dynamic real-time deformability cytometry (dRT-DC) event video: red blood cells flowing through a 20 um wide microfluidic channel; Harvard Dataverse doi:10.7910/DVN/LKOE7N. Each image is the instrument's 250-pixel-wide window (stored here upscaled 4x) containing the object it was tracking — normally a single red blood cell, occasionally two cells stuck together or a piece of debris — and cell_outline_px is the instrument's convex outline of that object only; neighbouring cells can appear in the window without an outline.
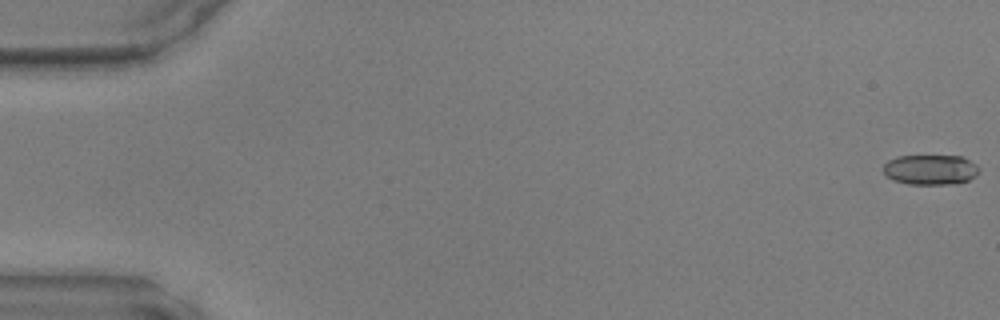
{"species": "common noctule bat (a hibernating species)", "species_latin": "Nyctalus noctula", "temperature_condition": "warm", "stored_images_in_passage": 7, "camera_frame_rate_fps": 3000, "um_per_image_px": 0.085, "animal": {"sex": "male", "body_mass_g": 17.9, "forearm_length_mm": 54.2}, "frame": {"image": 1, "passage_image": 1, "time_ms": 0.0, "image_size_px": [1000, 320], "cell_outline_px": [[980, 172], [976, 176], [968, 180], [956, 184], [908, 184], [892, 180], [884, 172], [884, 164], [888, 160], [896, 156], [960, 156], [976, 164], [980, 168]], "centroid_in_image_um": [79.11, 14.43], "position_along_channel_um": 5.9, "area_um2": 16.88}}